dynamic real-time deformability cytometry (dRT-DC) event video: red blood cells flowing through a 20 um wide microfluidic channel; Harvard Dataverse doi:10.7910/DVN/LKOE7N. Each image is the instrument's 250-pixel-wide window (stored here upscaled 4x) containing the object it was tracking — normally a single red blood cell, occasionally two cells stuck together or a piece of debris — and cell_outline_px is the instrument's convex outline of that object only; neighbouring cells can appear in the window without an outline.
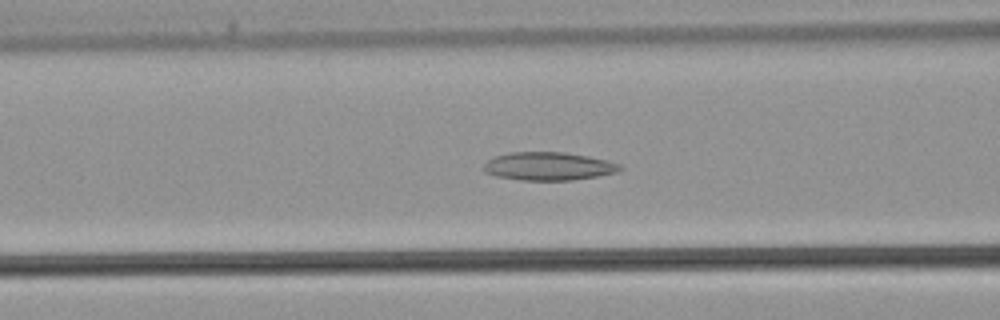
{"species": "common noctule bat (a hibernating species)", "species_latin": "Nyctalus noctula", "temperature_condition": "warm", "stored_images_in_passage": 39, "camera_frame_rate_fps": 3000, "um_per_image_px": 0.085, "animal": {"sex": "male", "body_mass_g": 21.5, "forearm_length_mm": 52.0}, "frame": {"image": 1, "passage_image": 13, "time_ms": 4.0, "image_size_px": [1000, 320], "cell_outline_px": [[624, 168], [620, 172], [600, 176], [572, 180], [520, 180], [496, 176], [484, 172], [484, 164], [488, 160], [496, 156], [508, 152], [564, 152], [588, 156], [608, 160], [620, 164]], "centroid_in_image_um": [46.67, 14.13], "position_along_channel_um": 119.9, "area_um2": 22.6}}
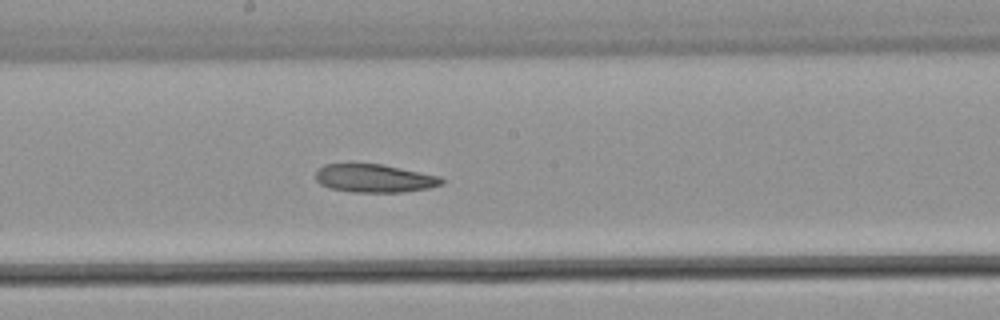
{"frame": {"image": 2, "passage_image": 19, "time_ms": 6.0, "image_size_px": [1000, 320], "cell_outline_px": [[444, 184], [428, 188], [400, 192], [352, 192], [328, 188], [320, 184], [316, 180], [316, 172], [324, 164], [384, 164], [440, 176], [444, 180]], "centroid_in_image_um": [31.83, 15.16], "position_along_channel_um": 216.4, "area_um2": 20.75}}
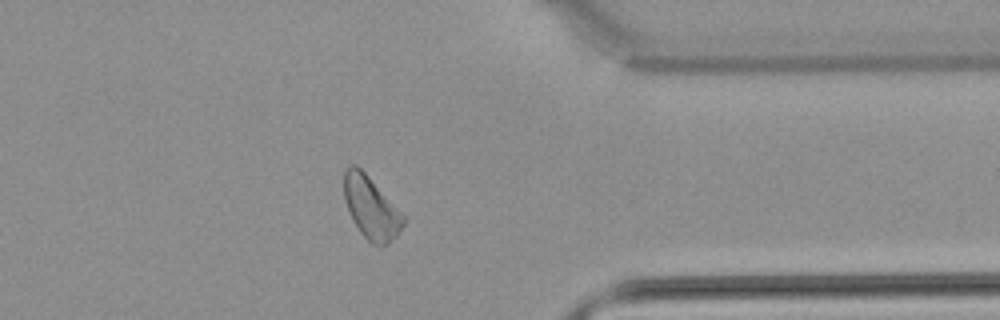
{"frame": {"image": 3, "passage_image": 30, "time_ms": 9.667, "image_size_px": [1000, 320], "cell_outline_px": [[408, 220], [396, 236], [388, 244], [372, 244], [360, 232], [352, 220], [348, 212], [344, 200], [344, 172], [348, 164], [356, 164], [368, 176]], "centroid_in_image_um": [31.52, 17.65], "position_along_channel_um": 379.9, "area_um2": 21.44}}